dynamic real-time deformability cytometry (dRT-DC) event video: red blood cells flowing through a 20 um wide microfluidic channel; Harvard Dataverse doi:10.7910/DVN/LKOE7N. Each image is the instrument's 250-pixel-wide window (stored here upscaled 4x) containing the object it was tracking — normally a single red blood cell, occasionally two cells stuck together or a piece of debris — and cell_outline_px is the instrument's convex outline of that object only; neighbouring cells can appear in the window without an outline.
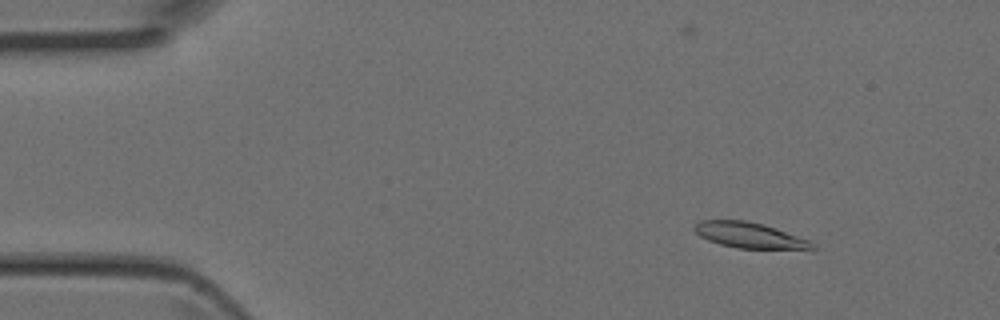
{"species": "Egyptian fruit bat (a non-hibernating species)", "species_latin": "Rousettus aegyptiacus", "temperature_condition": "room temperature", "stored_images_in_passage": 4, "camera_frame_rate_fps": 3000, "um_per_image_px": 0.085, "animal": {"sex": "female"}, "frame": {"image": 1, "passage_image": 2, "time_ms": 0.333, "image_size_px": [1000, 320], "cell_outline_px": [[816, 248], [736, 248], [720, 244], [708, 240], [700, 236], [692, 228], [700, 220], [744, 220], [764, 224], [776, 228], [808, 240], [816, 244]], "centroid_in_image_um": [63.65, 19.98], "position_along_channel_um": 21.3, "area_um2": 17.28}}
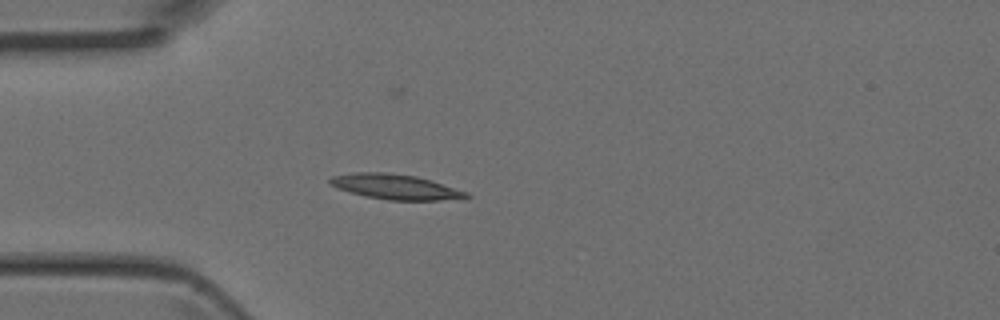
{"frame": {"image": 2, "passage_image": 4, "time_ms": 1.0, "image_size_px": [1000, 320], "cell_outline_px": [[472, 196], [464, 200], [388, 200], [364, 196], [336, 188], [328, 184], [328, 180], [332, 176], [352, 172], [388, 172], [416, 176], [468, 192]], "centroid_in_image_um": [33.62, 15.88], "position_along_channel_um": 51.4, "area_um2": 20.23}}